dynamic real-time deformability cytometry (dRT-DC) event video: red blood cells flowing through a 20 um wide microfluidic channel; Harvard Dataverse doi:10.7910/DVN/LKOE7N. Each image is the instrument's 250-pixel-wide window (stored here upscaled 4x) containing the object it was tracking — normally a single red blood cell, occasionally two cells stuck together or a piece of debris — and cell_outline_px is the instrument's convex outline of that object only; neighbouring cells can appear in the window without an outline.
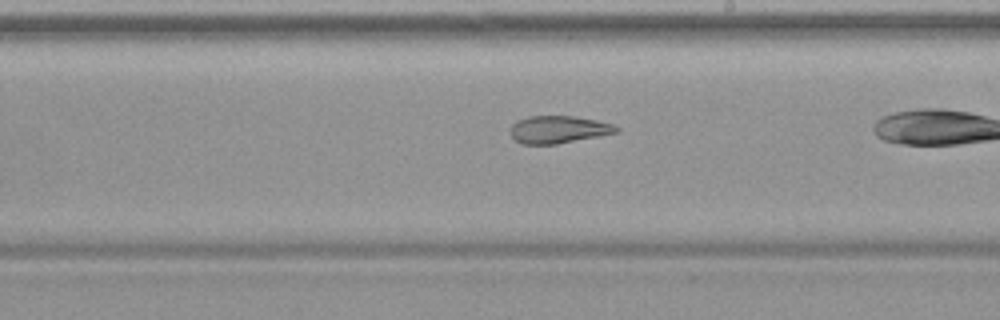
{"species": "common noctule bat (a hibernating species)", "species_latin": "Nyctalus noctula", "temperature_condition": "warm", "stored_images_in_passage": 36, "segment_of_instrument_passage": [1, 2], "camera_frame_rate_fps": 3000, "um_per_image_px": 0.085, "animal": {"sex": "female", "body_mass_g": 19.9}, "frame": {"image": 1, "passage_image": 26, "time_ms": 8.333, "image_size_px": [1000, 320], "cell_outline_px": [[620, 132], [556, 144], [520, 144], [512, 136], [512, 124], [516, 120], [528, 116], [572, 116], [596, 120], [616, 124], [620, 128]], "centroid_in_image_um": [47.51, 11.0], "position_along_channel_um": 241.5, "area_um2": 16.99}}